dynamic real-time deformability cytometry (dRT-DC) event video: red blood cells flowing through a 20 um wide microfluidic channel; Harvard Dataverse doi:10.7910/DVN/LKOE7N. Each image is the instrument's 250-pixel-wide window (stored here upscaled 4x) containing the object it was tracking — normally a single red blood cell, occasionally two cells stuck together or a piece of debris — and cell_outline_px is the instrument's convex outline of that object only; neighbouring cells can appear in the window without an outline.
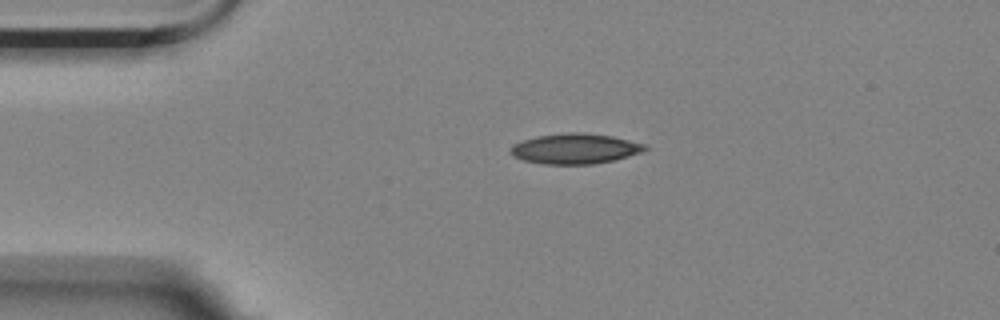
{"species": "Egyptian fruit bat (a non-hibernating species)", "species_latin": "Rousettus aegyptiacus", "temperature_condition": "room temperature", "stored_images_in_passage": 2, "camera_frame_rate_fps": 3000, "um_per_image_px": 0.085, "animal": {"sex": "female"}, "frame": {"image": 1, "passage_image": 1, "time_ms": 0.0, "image_size_px": [1000, 320], "cell_outline_px": [[648, 148], [644, 152], [612, 160], [592, 164], [544, 164], [524, 160], [512, 156], [508, 152], [508, 148], [512, 144], [536, 136], [572, 132], [584, 132], [612, 136], [648, 144]], "centroid_in_image_um": [48.88, 12.63], "position_along_channel_um": 36.1, "area_um2": 23.93}}